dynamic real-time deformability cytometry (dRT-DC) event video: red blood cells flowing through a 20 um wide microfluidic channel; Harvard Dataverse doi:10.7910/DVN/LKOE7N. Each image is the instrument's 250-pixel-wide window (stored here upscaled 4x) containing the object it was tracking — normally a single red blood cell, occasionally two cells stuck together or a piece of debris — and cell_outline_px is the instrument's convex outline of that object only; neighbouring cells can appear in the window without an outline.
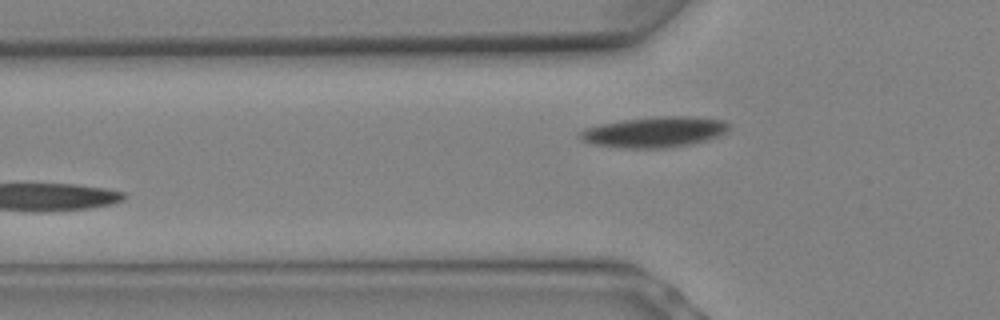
{"species": "Egyptian fruit bat (a non-hibernating species)", "species_latin": "Rousettus aegyptiacus", "temperature_condition": "warm", "stored_images_in_passage": 6, "camera_frame_rate_fps": 3000, "um_per_image_px": 0.085, "animal": {"sex": "female"}, "frame": {"image": 1, "passage_image": 6, "time_ms": 1.667, "image_size_px": [1000, 320], "cell_outline_px": [[728, 132], [708, 140], [692, 144], [668, 148], [620, 148], [592, 144], [580, 140], [580, 132], [584, 128], [600, 124], [624, 120], [656, 116], [688, 116], [724, 120], [728, 124]], "centroid_in_image_um": [55.63, 11.23], "position_along_channel_um": 70.2, "area_um2": 26.76}}